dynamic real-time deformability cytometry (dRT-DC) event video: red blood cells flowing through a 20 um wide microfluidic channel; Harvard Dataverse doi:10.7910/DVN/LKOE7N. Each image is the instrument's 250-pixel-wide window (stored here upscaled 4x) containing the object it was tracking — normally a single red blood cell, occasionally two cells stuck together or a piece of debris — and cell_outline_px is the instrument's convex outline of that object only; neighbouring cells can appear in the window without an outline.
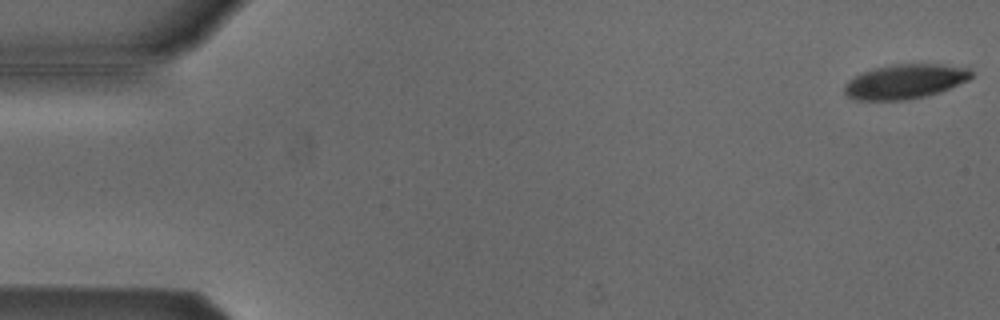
{"species": "Egyptian fruit bat (a non-hibernating species)", "species_latin": "Rousettus aegyptiacus", "temperature_condition": "cold", "stored_images_in_passage": 12, "camera_frame_rate_fps": 3000, "um_per_image_px": 0.085, "animal": {"sex": "male"}, "frame": {"image": 1, "passage_image": 1, "time_ms": 0.0, "image_size_px": [1000, 320], "cell_outline_px": [[972, 76], [968, 80], [940, 92], [908, 100], [856, 100], [848, 96], [844, 92], [844, 84], [852, 76], [872, 68], [892, 64], [940, 64], [968, 68], [972, 72]], "centroid_in_image_um": [76.88, 6.92], "position_along_channel_um": 8.1, "area_um2": 25.66}}